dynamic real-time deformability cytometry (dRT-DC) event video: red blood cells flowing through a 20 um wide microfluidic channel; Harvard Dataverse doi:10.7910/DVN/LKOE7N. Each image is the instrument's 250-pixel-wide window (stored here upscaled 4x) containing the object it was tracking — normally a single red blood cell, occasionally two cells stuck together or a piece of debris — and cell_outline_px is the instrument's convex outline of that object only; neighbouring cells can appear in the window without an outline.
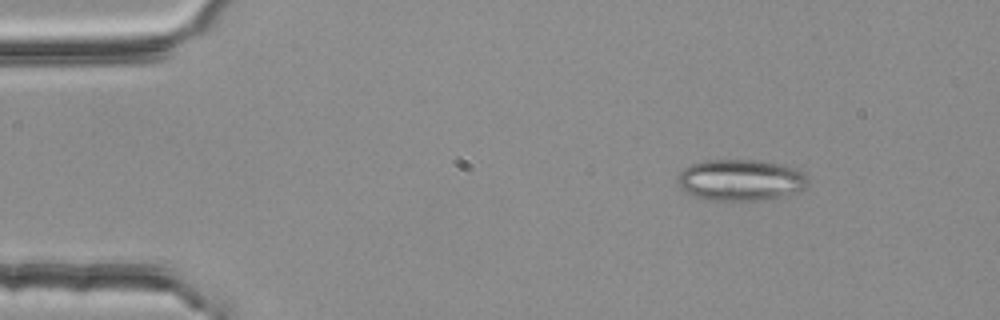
{"species": "common noctule bat (a hibernating species)", "species_latin": "Nyctalus noctula", "temperature_condition": "room temperature", "stored_images_in_passage": 4, "camera_frame_rate_fps": 3000, "um_per_image_px": 0.085, "animal": {"sex": "female", "body_mass_g": 25.1}, "frame": {"image": 1, "passage_image": 2, "time_ms": 0.333, "image_size_px": [1000, 320], "cell_outline_px": [[808, 184], [804, 188], [796, 192], [772, 200], [708, 200], [692, 196], [680, 188], [676, 180], [676, 176], [688, 164], [708, 160], [756, 160], [780, 164], [792, 168], [808, 176]], "centroid_in_image_um": [62.91, 15.32], "position_along_channel_um": 22.1, "area_um2": 31.67}}